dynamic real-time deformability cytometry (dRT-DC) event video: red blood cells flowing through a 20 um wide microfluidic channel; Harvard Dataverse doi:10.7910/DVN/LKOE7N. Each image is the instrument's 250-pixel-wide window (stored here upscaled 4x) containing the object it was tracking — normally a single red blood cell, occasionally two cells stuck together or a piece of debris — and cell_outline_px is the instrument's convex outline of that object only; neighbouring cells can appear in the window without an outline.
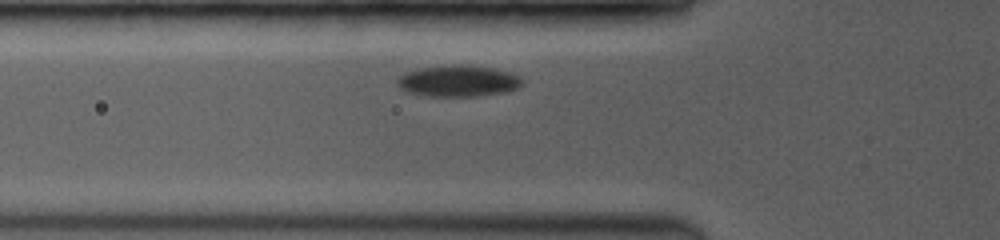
{"species": "common noctule bat (a hibernating species)", "species_latin": "Nyctalus noctula", "temperature_condition": "room temperature", "stored_images_in_passage": 29, "camera_frame_rate_fps": 3500, "um_per_image_px": 0.085, "animal": {"sex": "female", "body_mass_g": 19.0, "forearm_length_mm": 53.3}, "frame": {"image": 1, "passage_image": 3, "time_ms": 1.143, "image_size_px": [1000, 240], "cell_outline_px": [[524, 84], [516, 88], [504, 92], [476, 96], [428, 96], [408, 92], [400, 88], [396, 84], [396, 80], [404, 72], [420, 68], [464, 64], [468, 64], [492, 68], [512, 72], [520, 76], [524, 80]], "centroid_in_image_um": [38.97, 6.88], "position_along_channel_um": 86.8, "area_um2": 22.95}}
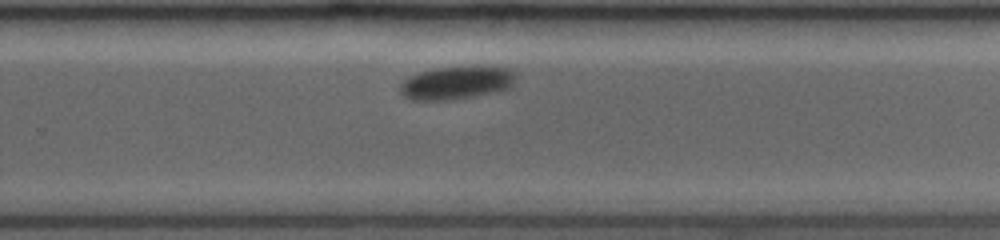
{"frame": {"image": 2, "passage_image": 17, "time_ms": 6.571, "image_size_px": [1000, 240], "cell_outline_px": [[516, 76], [512, 84], [508, 88], [472, 96], [452, 100], [412, 100], [404, 96], [400, 92], [400, 84], [404, 80], [420, 72], [432, 68], [508, 68], [516, 72]], "centroid_in_image_um": [38.75, 7.06], "position_along_channel_um": 291.1, "area_um2": 21.56}}
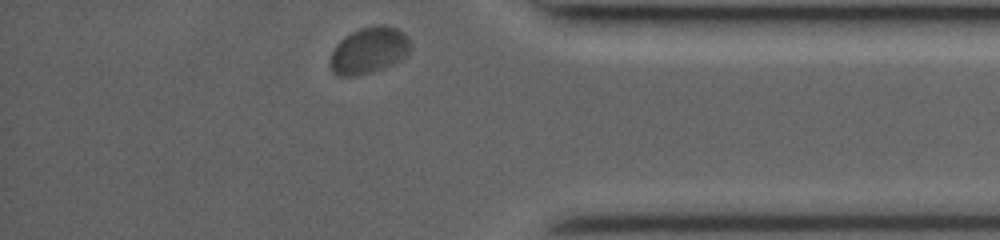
{"frame": {"image": 3, "passage_image": 29, "time_ms": 9.714, "image_size_px": [1000, 240], "cell_outline_px": [[412, 44], [408, 56], [392, 64], [356, 76], [336, 76], [332, 72], [328, 64], [328, 60], [336, 44], [344, 36], [360, 28], [376, 24], [380, 24], [396, 28], [404, 32], [408, 36]], "centroid_in_image_um": [31.35, 4.27], "position_along_channel_um": 403.9, "area_um2": 22.08}, "authors_computed_cell_mechanics": {"area_um2": 22.3686, "velocity_mm_per_s": 3.795, "shape_relaxation_time_tau1_ms": 1.0624, "shape_relaxation_time_tau2_ms": null, "deformation_change_tau1": 0.0489, "deformation_change_tau2": null}}